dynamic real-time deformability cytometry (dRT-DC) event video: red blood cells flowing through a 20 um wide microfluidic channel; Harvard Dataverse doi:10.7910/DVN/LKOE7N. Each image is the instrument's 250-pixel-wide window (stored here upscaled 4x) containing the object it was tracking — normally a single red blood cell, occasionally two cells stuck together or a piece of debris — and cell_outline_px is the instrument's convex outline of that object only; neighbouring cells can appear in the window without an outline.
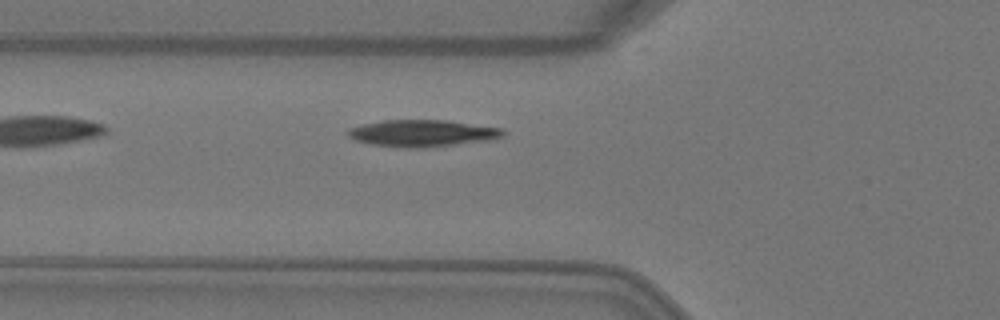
{"species": "Egyptian fruit bat (a non-hibernating species)", "species_latin": "Rousettus aegyptiacus", "temperature_condition": "warm", "stored_images_in_passage": 3, "camera_frame_rate_fps": 3000, "um_per_image_px": 0.085, "animal": {"sex": "female"}, "frame": {"image": 1, "passage_image": 3, "time_ms": 0.667, "image_size_px": [1000, 320], "cell_outline_px": [[508, 132], [504, 136], [492, 140], [420, 148], [404, 148], [372, 144], [356, 140], [348, 136], [348, 128], [360, 124], [384, 120], [444, 120], [504, 128]], "centroid_in_image_um": [35.94, 11.32], "position_along_channel_um": 89.9, "area_um2": 24.39}}